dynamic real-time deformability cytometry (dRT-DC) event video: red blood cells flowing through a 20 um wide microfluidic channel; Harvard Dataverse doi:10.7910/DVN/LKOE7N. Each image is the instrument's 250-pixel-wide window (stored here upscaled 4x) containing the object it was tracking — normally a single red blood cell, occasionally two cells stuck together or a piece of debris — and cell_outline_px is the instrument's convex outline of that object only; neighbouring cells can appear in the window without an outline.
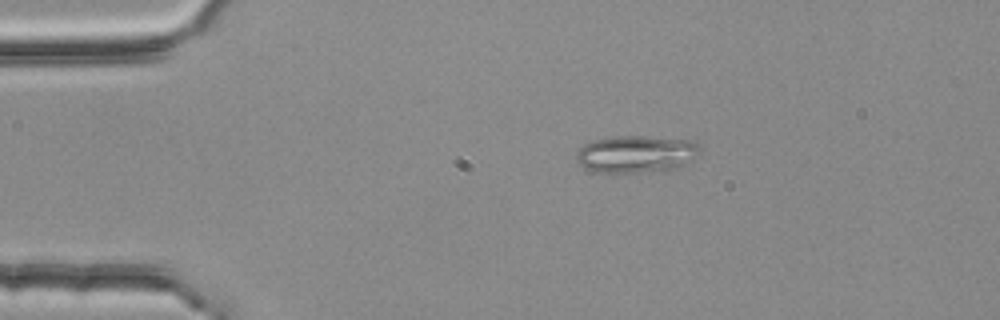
{"species": "common noctule bat (a hibernating species)", "species_latin": "Nyctalus noctula", "temperature_condition": "room temperature", "stored_images_in_passage": 3, "camera_frame_rate_fps": 3000, "um_per_image_px": 0.085, "animal": {"sex": "female", "body_mass_g": 25.1}, "frame": {"image": 1, "passage_image": 2, "time_ms": 0.333, "image_size_px": [1000, 320], "cell_outline_px": [[700, 152], [692, 160], [680, 168], [664, 172], [596, 172], [580, 164], [576, 160], [576, 152], [584, 144], [596, 140], [616, 136], [640, 136], [692, 140], [700, 144]], "centroid_in_image_um": [54.15, 13.11], "position_along_channel_um": 30.9, "area_um2": 27.05}}